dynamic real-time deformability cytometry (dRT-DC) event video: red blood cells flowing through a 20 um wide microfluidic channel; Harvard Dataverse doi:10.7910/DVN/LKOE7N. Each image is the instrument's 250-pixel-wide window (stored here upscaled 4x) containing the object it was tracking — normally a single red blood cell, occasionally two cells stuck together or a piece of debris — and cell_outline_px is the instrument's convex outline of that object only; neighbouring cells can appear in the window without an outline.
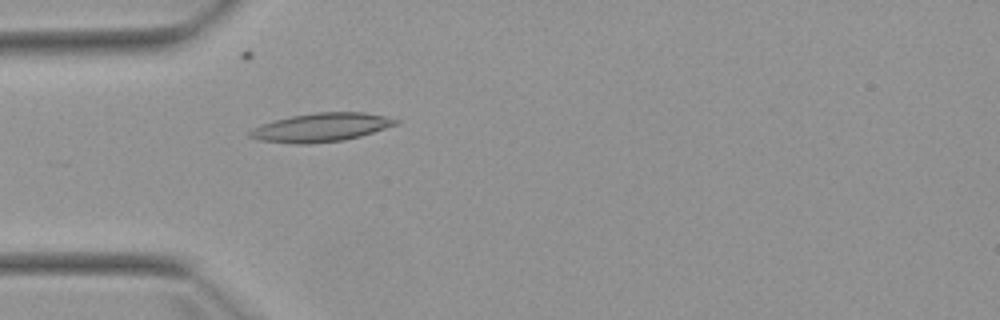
{"species": "Egyptian fruit bat (a non-hibernating species)", "species_latin": "Rousettus aegyptiacus", "temperature_condition": "warm", "stored_images_in_passage": 5, "camera_frame_rate_fps": 3000, "um_per_image_px": 0.085, "animal": {"sex": "female"}, "frame": {"image": 1, "passage_image": 5, "time_ms": 4.667, "image_size_px": [1000, 320], "cell_outline_px": [[400, 120], [396, 124], [360, 136], [344, 140], [308, 144], [292, 144], [260, 140], [248, 136], [248, 132], [252, 128], [272, 120], [288, 116], [316, 112], [364, 112], [384, 116]], "centroid_in_image_um": [27.23, 10.82], "position_along_channel_um": 57.8, "area_um2": 24.33}}